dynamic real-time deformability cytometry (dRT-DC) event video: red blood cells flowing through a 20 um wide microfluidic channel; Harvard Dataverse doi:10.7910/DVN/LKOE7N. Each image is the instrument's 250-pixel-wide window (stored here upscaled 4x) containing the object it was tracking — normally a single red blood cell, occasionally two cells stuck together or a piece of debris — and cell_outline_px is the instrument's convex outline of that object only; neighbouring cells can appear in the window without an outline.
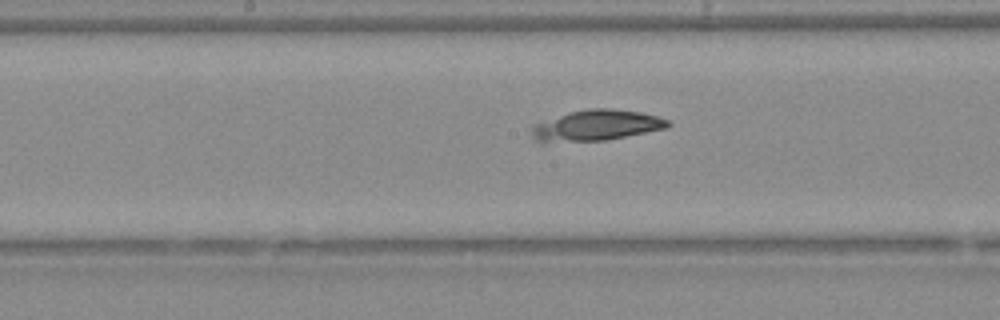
{"species": "Egyptian fruit bat (a non-hibernating species)", "species_latin": "Rousettus aegyptiacus", "temperature_condition": "warm", "stored_images_in_passage": 26, "camera_frame_rate_fps": 3000, "um_per_image_px": 0.085, "animal": {"sex": "female"}, "frame": {"image": 1, "passage_image": 21, "time_ms": 6.667, "image_size_px": [1000, 320], "cell_outline_px": [[672, 124], [668, 128], [604, 140], [536, 140], [532, 136], [532, 128], [536, 124], [568, 112], [588, 108], [612, 108], [644, 112], [668, 120]], "centroid_in_image_um": [50.81, 10.61], "position_along_channel_um": 197.4, "area_um2": 23.76}}
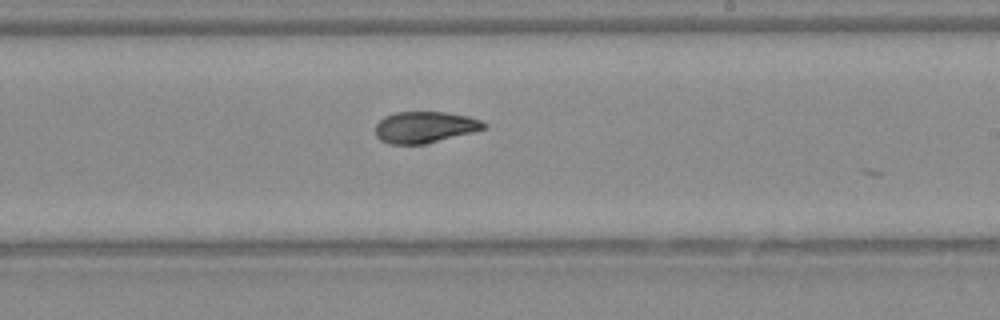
{"frame": {"image": 2, "passage_image": 25, "time_ms": 8.0, "image_size_px": [1000, 320], "cell_outline_px": [[488, 128], [424, 144], [388, 144], [380, 140], [376, 136], [376, 124], [384, 116], [396, 112], [444, 112], [468, 116], [480, 120], [488, 124]], "centroid_in_image_um": [36.11, 10.81], "position_along_channel_um": 252.9, "area_um2": 19.83}}